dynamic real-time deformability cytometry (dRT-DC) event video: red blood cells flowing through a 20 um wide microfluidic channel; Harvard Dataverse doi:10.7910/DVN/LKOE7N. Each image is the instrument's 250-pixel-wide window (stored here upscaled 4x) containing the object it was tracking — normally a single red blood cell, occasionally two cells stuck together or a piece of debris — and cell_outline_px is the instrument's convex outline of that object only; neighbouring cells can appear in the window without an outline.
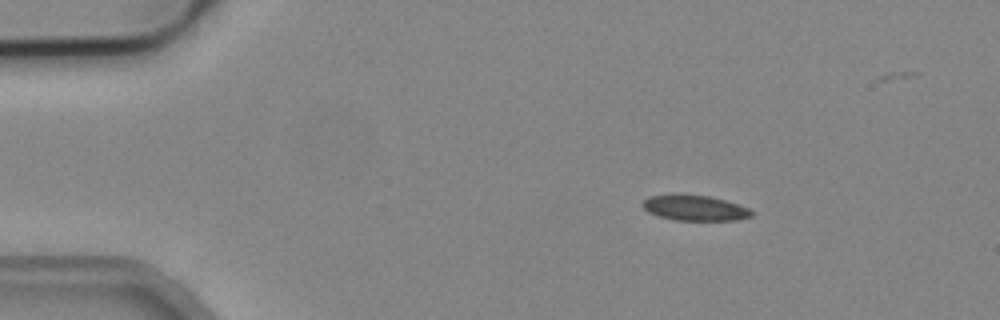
{"species": "common noctule bat (a hibernating species)", "species_latin": "Nyctalus noctula", "temperature_condition": "cold", "stored_images_in_passage": 5, "camera_frame_rate_fps": 3000, "um_per_image_px": 0.085, "animal": {"sex": "male", "body_mass_g": 19.2, "forearm_length_mm": 51.8}, "frame": {"image": 1, "passage_image": 2, "time_ms": 0.333, "image_size_px": [1000, 320], "cell_outline_px": [[752, 216], [736, 220], [676, 220], [660, 216], [648, 212], [640, 204], [648, 196], [672, 192], [680, 192], [708, 196], [724, 200], [748, 208], [752, 212]], "centroid_in_image_um": [58.97, 17.63], "position_along_channel_um": 26.0, "area_um2": 16.47}}